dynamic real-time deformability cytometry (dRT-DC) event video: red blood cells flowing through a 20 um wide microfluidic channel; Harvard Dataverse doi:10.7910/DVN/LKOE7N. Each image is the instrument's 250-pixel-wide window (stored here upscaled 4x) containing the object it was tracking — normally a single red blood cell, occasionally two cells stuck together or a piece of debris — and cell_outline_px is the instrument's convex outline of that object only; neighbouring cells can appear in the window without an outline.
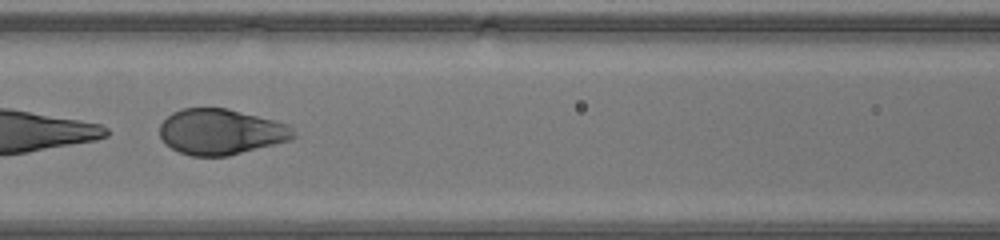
{"species": "human", "species_latin": "Homo sapiens", "temperature_condition": "warm", "stored_images_in_passage": 22, "segment_of_instrument_passage": [2, 2], "camera_frame_rate_fps": 3000, "um_per_image_px": 0.085, "donor": {"sex": "male"}, "frame": {"image": 1, "passage_image": 18, "time_ms": 5.667, "image_size_px": [1000, 240], "cell_outline_px": [[296, 136], [292, 140], [228, 156], [192, 156], [180, 152], [164, 144], [160, 136], [160, 124], [172, 112], [180, 108], [228, 108], [276, 120], [288, 124], [296, 132]], "centroid_in_image_um": [18.8, 11.2], "position_along_channel_um": 147.8, "area_um2": 35.95}}